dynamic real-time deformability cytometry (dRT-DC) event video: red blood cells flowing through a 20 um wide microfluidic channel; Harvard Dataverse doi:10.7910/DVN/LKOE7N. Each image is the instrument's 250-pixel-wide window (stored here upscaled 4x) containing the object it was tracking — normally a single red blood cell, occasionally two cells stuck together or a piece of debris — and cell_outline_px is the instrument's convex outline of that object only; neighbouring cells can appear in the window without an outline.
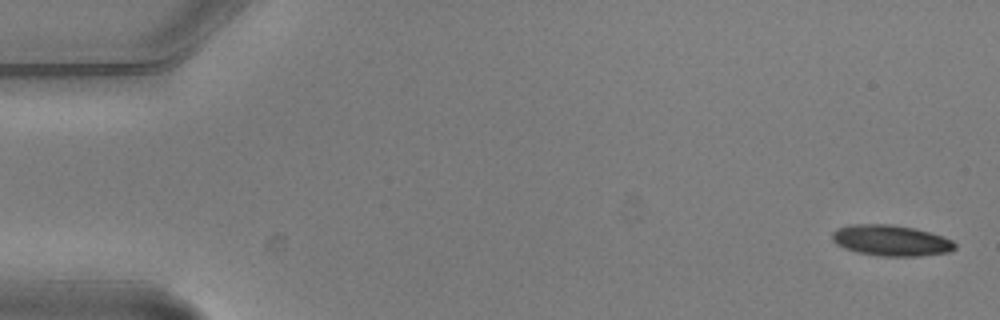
{"species": "common noctule bat (a hibernating species)", "species_latin": "Nyctalus noctula", "temperature_condition": "warm", "stored_images_in_passage": 3, "camera_frame_rate_fps": 3000, "um_per_image_px": 0.085, "animal": {"sex": "male", "body_mass_g": 20.5, "forearm_length_mm": 52.5}, "frame": {"image": 1, "passage_image": 1, "time_ms": 0.0, "image_size_px": [1000, 320], "cell_outline_px": [[956, 248], [948, 252], [920, 256], [880, 256], [856, 252], [844, 248], [836, 244], [832, 240], [832, 232], [836, 228], [848, 224], [892, 224], [916, 228], [952, 240], [956, 244]], "centroid_in_image_um": [75.69, 20.43], "position_along_channel_um": 9.3, "area_um2": 22.25}}
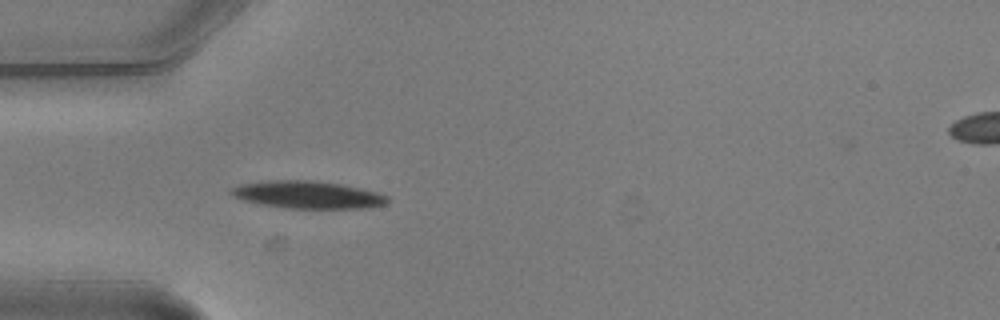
{"frame": {"image": 2, "passage_image": 3, "time_ms": 0.667, "image_size_px": [1000, 320], "cell_outline_px": [[388, 200], [384, 204], [368, 208], [284, 208], [260, 204], [244, 200], [232, 196], [228, 192], [228, 188], [240, 184], [268, 180], [316, 180], [340, 184], [380, 192], [388, 196]], "centroid_in_image_um": [26.12, 16.54], "position_along_channel_um": 58.9, "area_um2": 25.26}}